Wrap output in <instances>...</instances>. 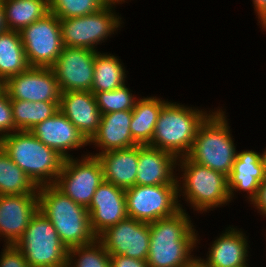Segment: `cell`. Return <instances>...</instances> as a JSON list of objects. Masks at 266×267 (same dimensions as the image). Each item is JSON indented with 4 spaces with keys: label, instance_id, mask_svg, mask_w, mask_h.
<instances>
[{
    "label": "cell",
    "instance_id": "1",
    "mask_svg": "<svg viewBox=\"0 0 266 267\" xmlns=\"http://www.w3.org/2000/svg\"><path fill=\"white\" fill-rule=\"evenodd\" d=\"M191 222L184 208L173 216L149 223V267H185L196 258L191 253L200 239Z\"/></svg>",
    "mask_w": 266,
    "mask_h": 267
},
{
    "label": "cell",
    "instance_id": "2",
    "mask_svg": "<svg viewBox=\"0 0 266 267\" xmlns=\"http://www.w3.org/2000/svg\"><path fill=\"white\" fill-rule=\"evenodd\" d=\"M37 192L38 210L50 220L68 249L91 244L97 239L86 207L75 203L54 184L39 186Z\"/></svg>",
    "mask_w": 266,
    "mask_h": 267
},
{
    "label": "cell",
    "instance_id": "3",
    "mask_svg": "<svg viewBox=\"0 0 266 267\" xmlns=\"http://www.w3.org/2000/svg\"><path fill=\"white\" fill-rule=\"evenodd\" d=\"M0 146L37 186L55 184L64 157L31 131H15L0 138Z\"/></svg>",
    "mask_w": 266,
    "mask_h": 267
},
{
    "label": "cell",
    "instance_id": "4",
    "mask_svg": "<svg viewBox=\"0 0 266 267\" xmlns=\"http://www.w3.org/2000/svg\"><path fill=\"white\" fill-rule=\"evenodd\" d=\"M212 112L168 101L159 113L149 145L177 158L187 156L200 125Z\"/></svg>",
    "mask_w": 266,
    "mask_h": 267
},
{
    "label": "cell",
    "instance_id": "5",
    "mask_svg": "<svg viewBox=\"0 0 266 267\" xmlns=\"http://www.w3.org/2000/svg\"><path fill=\"white\" fill-rule=\"evenodd\" d=\"M226 116L221 108L213 110L200 125L187 157L228 177L238 152Z\"/></svg>",
    "mask_w": 266,
    "mask_h": 267
},
{
    "label": "cell",
    "instance_id": "6",
    "mask_svg": "<svg viewBox=\"0 0 266 267\" xmlns=\"http://www.w3.org/2000/svg\"><path fill=\"white\" fill-rule=\"evenodd\" d=\"M177 166L180 167L177 171L183 172L177 177L178 197L184 196L195 211L204 213L230 203L228 179L223 173L199 165L187 156L178 158Z\"/></svg>",
    "mask_w": 266,
    "mask_h": 267
},
{
    "label": "cell",
    "instance_id": "7",
    "mask_svg": "<svg viewBox=\"0 0 266 267\" xmlns=\"http://www.w3.org/2000/svg\"><path fill=\"white\" fill-rule=\"evenodd\" d=\"M15 245L29 267H67L68 248L50 220L39 210Z\"/></svg>",
    "mask_w": 266,
    "mask_h": 267
},
{
    "label": "cell",
    "instance_id": "8",
    "mask_svg": "<svg viewBox=\"0 0 266 267\" xmlns=\"http://www.w3.org/2000/svg\"><path fill=\"white\" fill-rule=\"evenodd\" d=\"M114 8L105 6L90 15L59 19L63 46L98 51L95 46L107 40L123 23Z\"/></svg>",
    "mask_w": 266,
    "mask_h": 267
},
{
    "label": "cell",
    "instance_id": "9",
    "mask_svg": "<svg viewBox=\"0 0 266 267\" xmlns=\"http://www.w3.org/2000/svg\"><path fill=\"white\" fill-rule=\"evenodd\" d=\"M129 218L151 223L173 216L183 205L178 199V185H135L125 189Z\"/></svg>",
    "mask_w": 266,
    "mask_h": 267
},
{
    "label": "cell",
    "instance_id": "10",
    "mask_svg": "<svg viewBox=\"0 0 266 267\" xmlns=\"http://www.w3.org/2000/svg\"><path fill=\"white\" fill-rule=\"evenodd\" d=\"M104 181L103 167L96 156L65 158L55 186L75 203L90 206L97 187Z\"/></svg>",
    "mask_w": 266,
    "mask_h": 267
},
{
    "label": "cell",
    "instance_id": "11",
    "mask_svg": "<svg viewBox=\"0 0 266 267\" xmlns=\"http://www.w3.org/2000/svg\"><path fill=\"white\" fill-rule=\"evenodd\" d=\"M30 67H52L63 49L59 18L49 12L20 32Z\"/></svg>",
    "mask_w": 266,
    "mask_h": 267
},
{
    "label": "cell",
    "instance_id": "12",
    "mask_svg": "<svg viewBox=\"0 0 266 267\" xmlns=\"http://www.w3.org/2000/svg\"><path fill=\"white\" fill-rule=\"evenodd\" d=\"M110 255H124L147 261L150 245L149 223L127 217L97 236Z\"/></svg>",
    "mask_w": 266,
    "mask_h": 267
},
{
    "label": "cell",
    "instance_id": "13",
    "mask_svg": "<svg viewBox=\"0 0 266 267\" xmlns=\"http://www.w3.org/2000/svg\"><path fill=\"white\" fill-rule=\"evenodd\" d=\"M95 50L64 46L51 67L61 93L91 91L94 76Z\"/></svg>",
    "mask_w": 266,
    "mask_h": 267
},
{
    "label": "cell",
    "instance_id": "14",
    "mask_svg": "<svg viewBox=\"0 0 266 267\" xmlns=\"http://www.w3.org/2000/svg\"><path fill=\"white\" fill-rule=\"evenodd\" d=\"M10 99L31 102L60 101L61 91L55 73L50 67H29L4 83Z\"/></svg>",
    "mask_w": 266,
    "mask_h": 267
},
{
    "label": "cell",
    "instance_id": "15",
    "mask_svg": "<svg viewBox=\"0 0 266 267\" xmlns=\"http://www.w3.org/2000/svg\"><path fill=\"white\" fill-rule=\"evenodd\" d=\"M87 210L91 229L98 236L128 217L125 189L104 180L97 187Z\"/></svg>",
    "mask_w": 266,
    "mask_h": 267
},
{
    "label": "cell",
    "instance_id": "16",
    "mask_svg": "<svg viewBox=\"0 0 266 267\" xmlns=\"http://www.w3.org/2000/svg\"><path fill=\"white\" fill-rule=\"evenodd\" d=\"M37 211L38 195H0V237L4 245L16 244Z\"/></svg>",
    "mask_w": 266,
    "mask_h": 267
},
{
    "label": "cell",
    "instance_id": "17",
    "mask_svg": "<svg viewBox=\"0 0 266 267\" xmlns=\"http://www.w3.org/2000/svg\"><path fill=\"white\" fill-rule=\"evenodd\" d=\"M30 131L42 143L57 151L64 158L73 157L68 152L69 150H78L89 145L75 125L60 110Z\"/></svg>",
    "mask_w": 266,
    "mask_h": 267
},
{
    "label": "cell",
    "instance_id": "18",
    "mask_svg": "<svg viewBox=\"0 0 266 267\" xmlns=\"http://www.w3.org/2000/svg\"><path fill=\"white\" fill-rule=\"evenodd\" d=\"M177 162L178 158L167 151L139 145L136 185H178Z\"/></svg>",
    "mask_w": 266,
    "mask_h": 267
},
{
    "label": "cell",
    "instance_id": "19",
    "mask_svg": "<svg viewBox=\"0 0 266 267\" xmlns=\"http://www.w3.org/2000/svg\"><path fill=\"white\" fill-rule=\"evenodd\" d=\"M59 110L75 125L88 142L97 133L102 114L93 92H62Z\"/></svg>",
    "mask_w": 266,
    "mask_h": 267
},
{
    "label": "cell",
    "instance_id": "20",
    "mask_svg": "<svg viewBox=\"0 0 266 267\" xmlns=\"http://www.w3.org/2000/svg\"><path fill=\"white\" fill-rule=\"evenodd\" d=\"M238 152L232 171L227 177L230 201L235 192L245 191L247 193L245 197L251 203L257 195L260 184L266 179L264 164L261 153L254 150Z\"/></svg>",
    "mask_w": 266,
    "mask_h": 267
},
{
    "label": "cell",
    "instance_id": "21",
    "mask_svg": "<svg viewBox=\"0 0 266 267\" xmlns=\"http://www.w3.org/2000/svg\"><path fill=\"white\" fill-rule=\"evenodd\" d=\"M132 110H121L101 115V121L97 133L88 142L99 147V153L89 155L98 156L104 152L117 149H125L138 145L132 138L130 123ZM101 150V152H100Z\"/></svg>",
    "mask_w": 266,
    "mask_h": 267
},
{
    "label": "cell",
    "instance_id": "22",
    "mask_svg": "<svg viewBox=\"0 0 266 267\" xmlns=\"http://www.w3.org/2000/svg\"><path fill=\"white\" fill-rule=\"evenodd\" d=\"M208 248L206 259L199 257L209 267H244L249 265V243L243 231L234 226L226 228Z\"/></svg>",
    "mask_w": 266,
    "mask_h": 267
},
{
    "label": "cell",
    "instance_id": "23",
    "mask_svg": "<svg viewBox=\"0 0 266 267\" xmlns=\"http://www.w3.org/2000/svg\"><path fill=\"white\" fill-rule=\"evenodd\" d=\"M97 158L102 164L105 181L123 189L136 185L139 145L110 150L99 154Z\"/></svg>",
    "mask_w": 266,
    "mask_h": 267
},
{
    "label": "cell",
    "instance_id": "24",
    "mask_svg": "<svg viewBox=\"0 0 266 267\" xmlns=\"http://www.w3.org/2000/svg\"><path fill=\"white\" fill-rule=\"evenodd\" d=\"M168 102L158 97H143L136 101L132 110L130 131L138 145H149L162 107Z\"/></svg>",
    "mask_w": 266,
    "mask_h": 267
},
{
    "label": "cell",
    "instance_id": "25",
    "mask_svg": "<svg viewBox=\"0 0 266 267\" xmlns=\"http://www.w3.org/2000/svg\"><path fill=\"white\" fill-rule=\"evenodd\" d=\"M118 56L96 52L91 92L112 91L125 85L126 70Z\"/></svg>",
    "mask_w": 266,
    "mask_h": 267
},
{
    "label": "cell",
    "instance_id": "26",
    "mask_svg": "<svg viewBox=\"0 0 266 267\" xmlns=\"http://www.w3.org/2000/svg\"><path fill=\"white\" fill-rule=\"evenodd\" d=\"M29 67L20 33L8 30L0 34V80L4 83Z\"/></svg>",
    "mask_w": 266,
    "mask_h": 267
},
{
    "label": "cell",
    "instance_id": "27",
    "mask_svg": "<svg viewBox=\"0 0 266 267\" xmlns=\"http://www.w3.org/2000/svg\"><path fill=\"white\" fill-rule=\"evenodd\" d=\"M9 30L20 32L24 27L49 13L48 0H3Z\"/></svg>",
    "mask_w": 266,
    "mask_h": 267
},
{
    "label": "cell",
    "instance_id": "28",
    "mask_svg": "<svg viewBox=\"0 0 266 267\" xmlns=\"http://www.w3.org/2000/svg\"><path fill=\"white\" fill-rule=\"evenodd\" d=\"M15 131H30L59 110V101L31 102L11 99Z\"/></svg>",
    "mask_w": 266,
    "mask_h": 267
},
{
    "label": "cell",
    "instance_id": "29",
    "mask_svg": "<svg viewBox=\"0 0 266 267\" xmlns=\"http://www.w3.org/2000/svg\"><path fill=\"white\" fill-rule=\"evenodd\" d=\"M38 187L0 146V195H38Z\"/></svg>",
    "mask_w": 266,
    "mask_h": 267
},
{
    "label": "cell",
    "instance_id": "30",
    "mask_svg": "<svg viewBox=\"0 0 266 267\" xmlns=\"http://www.w3.org/2000/svg\"><path fill=\"white\" fill-rule=\"evenodd\" d=\"M67 267H111L110 254L96 239L91 244L68 249Z\"/></svg>",
    "mask_w": 266,
    "mask_h": 267
},
{
    "label": "cell",
    "instance_id": "31",
    "mask_svg": "<svg viewBox=\"0 0 266 267\" xmlns=\"http://www.w3.org/2000/svg\"><path fill=\"white\" fill-rule=\"evenodd\" d=\"M49 12L59 19L90 15L105 5L101 0H48Z\"/></svg>",
    "mask_w": 266,
    "mask_h": 267
},
{
    "label": "cell",
    "instance_id": "32",
    "mask_svg": "<svg viewBox=\"0 0 266 267\" xmlns=\"http://www.w3.org/2000/svg\"><path fill=\"white\" fill-rule=\"evenodd\" d=\"M95 97L101 114L133 110L136 101L139 99V97L136 99V96L131 93L126 85L112 91L97 92Z\"/></svg>",
    "mask_w": 266,
    "mask_h": 267
},
{
    "label": "cell",
    "instance_id": "33",
    "mask_svg": "<svg viewBox=\"0 0 266 267\" xmlns=\"http://www.w3.org/2000/svg\"><path fill=\"white\" fill-rule=\"evenodd\" d=\"M15 132L11 99L6 90H0V138Z\"/></svg>",
    "mask_w": 266,
    "mask_h": 267
},
{
    "label": "cell",
    "instance_id": "34",
    "mask_svg": "<svg viewBox=\"0 0 266 267\" xmlns=\"http://www.w3.org/2000/svg\"><path fill=\"white\" fill-rule=\"evenodd\" d=\"M0 252V267H29L23 253L16 245H4Z\"/></svg>",
    "mask_w": 266,
    "mask_h": 267
},
{
    "label": "cell",
    "instance_id": "35",
    "mask_svg": "<svg viewBox=\"0 0 266 267\" xmlns=\"http://www.w3.org/2000/svg\"><path fill=\"white\" fill-rule=\"evenodd\" d=\"M111 267H149L147 261L124 255H110Z\"/></svg>",
    "mask_w": 266,
    "mask_h": 267
},
{
    "label": "cell",
    "instance_id": "36",
    "mask_svg": "<svg viewBox=\"0 0 266 267\" xmlns=\"http://www.w3.org/2000/svg\"><path fill=\"white\" fill-rule=\"evenodd\" d=\"M251 204L255 206L257 212L266 217V179L260 184L256 197L252 200Z\"/></svg>",
    "mask_w": 266,
    "mask_h": 267
},
{
    "label": "cell",
    "instance_id": "37",
    "mask_svg": "<svg viewBox=\"0 0 266 267\" xmlns=\"http://www.w3.org/2000/svg\"><path fill=\"white\" fill-rule=\"evenodd\" d=\"M254 11L258 16V23H261L262 29L266 27V0H252Z\"/></svg>",
    "mask_w": 266,
    "mask_h": 267
},
{
    "label": "cell",
    "instance_id": "38",
    "mask_svg": "<svg viewBox=\"0 0 266 267\" xmlns=\"http://www.w3.org/2000/svg\"><path fill=\"white\" fill-rule=\"evenodd\" d=\"M8 27L6 24L5 14H4V4L3 0H0V34L8 31Z\"/></svg>",
    "mask_w": 266,
    "mask_h": 267
},
{
    "label": "cell",
    "instance_id": "39",
    "mask_svg": "<svg viewBox=\"0 0 266 267\" xmlns=\"http://www.w3.org/2000/svg\"><path fill=\"white\" fill-rule=\"evenodd\" d=\"M185 267H209L199 257H196L191 263Z\"/></svg>",
    "mask_w": 266,
    "mask_h": 267
},
{
    "label": "cell",
    "instance_id": "40",
    "mask_svg": "<svg viewBox=\"0 0 266 267\" xmlns=\"http://www.w3.org/2000/svg\"><path fill=\"white\" fill-rule=\"evenodd\" d=\"M105 6H116L117 4L125 3V0H101Z\"/></svg>",
    "mask_w": 266,
    "mask_h": 267
},
{
    "label": "cell",
    "instance_id": "41",
    "mask_svg": "<svg viewBox=\"0 0 266 267\" xmlns=\"http://www.w3.org/2000/svg\"><path fill=\"white\" fill-rule=\"evenodd\" d=\"M261 157H262V161H263L264 169H265V173H266V148H265L264 151L261 153Z\"/></svg>",
    "mask_w": 266,
    "mask_h": 267
},
{
    "label": "cell",
    "instance_id": "42",
    "mask_svg": "<svg viewBox=\"0 0 266 267\" xmlns=\"http://www.w3.org/2000/svg\"><path fill=\"white\" fill-rule=\"evenodd\" d=\"M3 88V82L0 80V90Z\"/></svg>",
    "mask_w": 266,
    "mask_h": 267
}]
</instances>
